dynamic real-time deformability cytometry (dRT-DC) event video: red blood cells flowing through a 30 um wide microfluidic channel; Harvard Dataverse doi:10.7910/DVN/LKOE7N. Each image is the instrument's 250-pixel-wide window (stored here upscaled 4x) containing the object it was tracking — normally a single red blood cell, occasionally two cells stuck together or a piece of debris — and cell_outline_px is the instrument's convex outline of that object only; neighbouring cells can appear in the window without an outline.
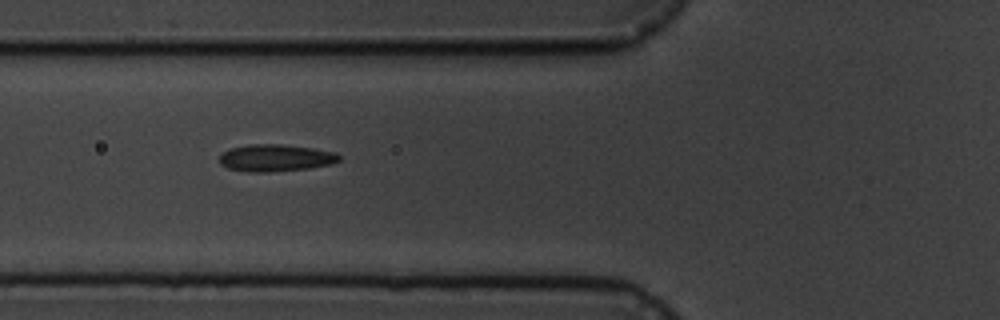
{"species": "common noctule bat (a hibernating species)", "species_latin": "Nyctalus noctula", "temperature_condition": "cold", "stored_images_in_passage": 3, "camera_frame_rate_fps": 3000, "um_per_image_px": 0.085, "animal": {"sex": "male", "body_mass_g": 19.5, "forearm_length_mm": 54.6}, "frame": {"image": 1, "passage_image": 2, "time_ms": 1.0, "image_size_px": [1000, 320], "cell_outline_px": [[340, 160], [332, 164], [308, 168], [268, 172], [248, 172], [228, 168], [220, 164], [220, 156], [228, 148], [248, 144], [280, 144], [312, 148], [336, 152], [340, 156]], "centroid_in_image_um": [23.41, 13.41], "position_along_channel_um": 102.4, "area_um2": 18.9}}
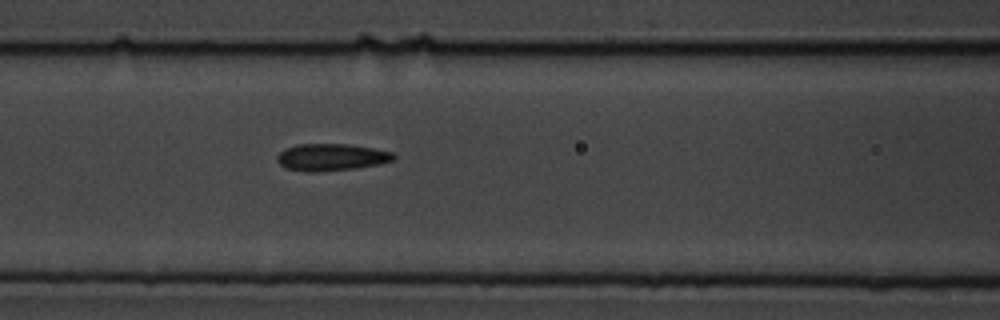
{"frame": {"image": 2, "passage_image": 3, "time_ms": 2.0, "image_size_px": [1000, 320], "cell_outline_px": [[396, 156], [392, 160], [380, 164], [356, 168], [316, 172], [304, 172], [284, 168], [276, 160], [276, 156], [284, 148], [296, 144], [348, 144], [372, 148], [392, 152]], "centroid_in_image_um": [28.1, 13.36], "position_along_channel_um": 138.5, "area_um2": 18.5}}